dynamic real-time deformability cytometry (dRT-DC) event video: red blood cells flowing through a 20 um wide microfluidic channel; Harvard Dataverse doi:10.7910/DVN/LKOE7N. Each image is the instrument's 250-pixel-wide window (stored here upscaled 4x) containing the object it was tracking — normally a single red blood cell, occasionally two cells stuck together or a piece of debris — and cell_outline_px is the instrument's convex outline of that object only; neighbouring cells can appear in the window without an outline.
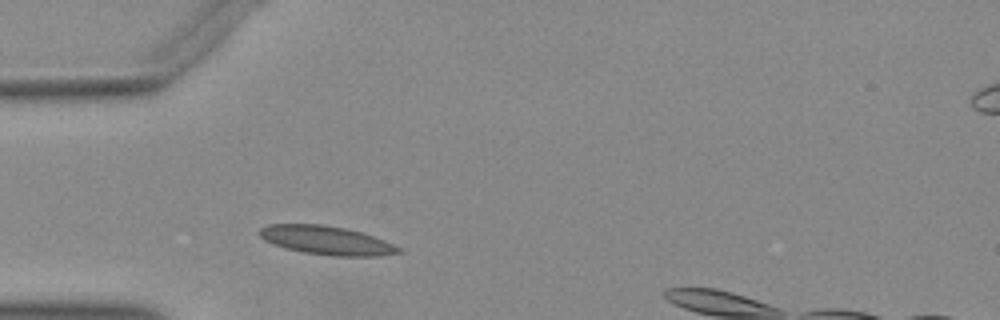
{"species": "Egyptian fruit bat (a non-hibernating species)", "species_latin": "Rousettus aegyptiacus", "temperature_condition": "warm", "stored_images_in_passage": 6, "camera_frame_rate_fps": 3000, "um_per_image_px": 0.085, "animal": {"sex": "female"}, "frame": {"image": 1, "passage_image": 2, "time_ms": 0.333, "image_size_px": [1000, 320], "cell_outline_px": [[404, 252], [380, 256], [332, 256], [304, 252], [284, 248], [272, 244], [264, 240], [256, 232], [260, 228], [268, 224], [320, 224], [344, 228], [360, 232], [384, 240], [400, 248]], "centroid_in_image_um": [27.71, 20.43], "position_along_channel_um": 57.3, "area_um2": 23.29}}
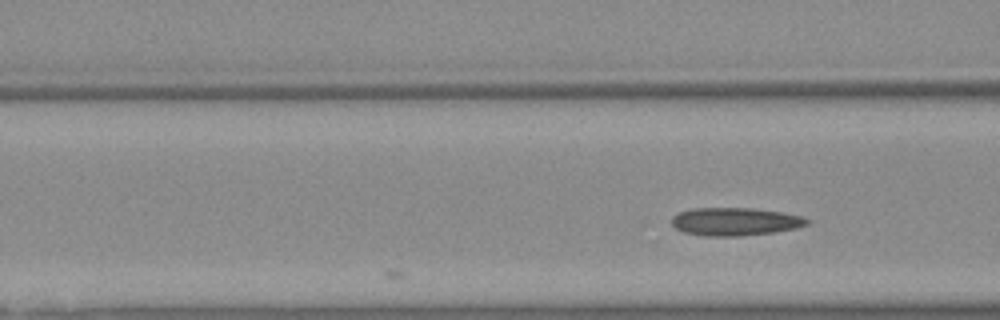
{"frame": {"image": 2, "passage_image": 6, "time_ms": 1.667, "image_size_px": [1000, 320], "cell_outline_px": [[812, 220], [808, 224], [796, 228], [772, 232], [740, 236], [704, 236], [684, 232], [676, 228], [672, 224], [672, 216], [680, 212], [692, 208], [748, 208], [780, 212], [800, 216]], "centroid_in_image_um": [62.47, 18.84], "position_along_channel_um": 104.1, "area_um2": 21.91}}